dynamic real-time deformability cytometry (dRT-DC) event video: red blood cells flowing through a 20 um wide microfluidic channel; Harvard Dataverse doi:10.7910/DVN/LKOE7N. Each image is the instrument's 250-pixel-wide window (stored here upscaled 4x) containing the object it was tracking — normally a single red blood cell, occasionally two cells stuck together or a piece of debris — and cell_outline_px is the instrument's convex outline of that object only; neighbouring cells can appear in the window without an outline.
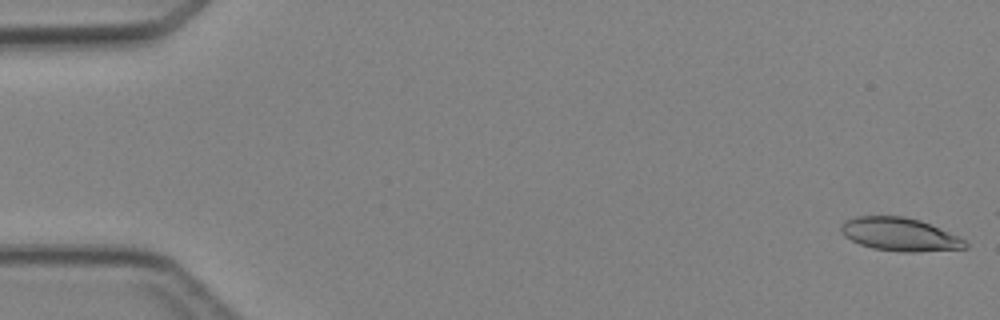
{"species": "Egyptian fruit bat (a non-hibernating species)", "species_latin": "Rousettus aegyptiacus", "temperature_condition": "cold", "stored_images_in_passage": 4, "camera_frame_rate_fps": 3000, "um_per_image_px": 0.085, "animal": {"sex": "female"}, "frame": {"image": 1, "passage_image": 1, "time_ms": 0.0, "image_size_px": [1000, 320], "cell_outline_px": [[968, 248], [920, 252], [900, 252], [872, 248], [860, 244], [844, 236], [840, 232], [840, 224], [844, 220], [856, 216], [904, 216], [920, 220], [956, 236], [964, 240], [968, 244]], "centroid_in_image_um": [76.43, 19.92], "position_along_channel_um": 8.6, "area_um2": 24.04}}